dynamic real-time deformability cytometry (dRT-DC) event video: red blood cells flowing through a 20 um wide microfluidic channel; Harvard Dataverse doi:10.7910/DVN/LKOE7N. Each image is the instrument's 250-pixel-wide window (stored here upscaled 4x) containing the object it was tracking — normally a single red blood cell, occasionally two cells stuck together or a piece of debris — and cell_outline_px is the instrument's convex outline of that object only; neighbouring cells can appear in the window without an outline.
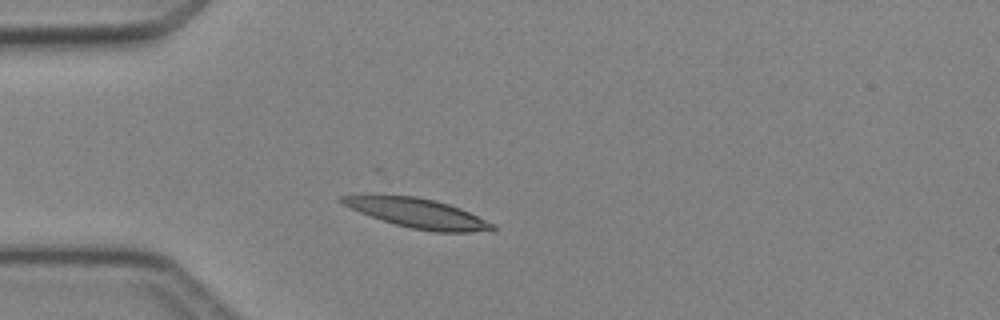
{"species": "Egyptian fruit bat (a non-hibernating species)", "species_latin": "Rousettus aegyptiacus", "temperature_condition": "cold", "stored_images_in_passage": 3, "camera_frame_rate_fps": 3000, "um_per_image_px": 0.085, "animal": {"sex": "female"}, "frame": {"image": 1, "passage_image": 2, "time_ms": 1.333, "image_size_px": [1000, 320], "cell_outline_px": [[496, 228], [492, 232], [432, 232], [412, 228], [396, 224], [360, 212], [336, 200], [336, 196], [416, 196], [436, 200], [460, 208], [496, 224]], "centroid_in_image_um": [35.61, 18.15], "position_along_channel_um": 49.4, "area_um2": 25.55}}